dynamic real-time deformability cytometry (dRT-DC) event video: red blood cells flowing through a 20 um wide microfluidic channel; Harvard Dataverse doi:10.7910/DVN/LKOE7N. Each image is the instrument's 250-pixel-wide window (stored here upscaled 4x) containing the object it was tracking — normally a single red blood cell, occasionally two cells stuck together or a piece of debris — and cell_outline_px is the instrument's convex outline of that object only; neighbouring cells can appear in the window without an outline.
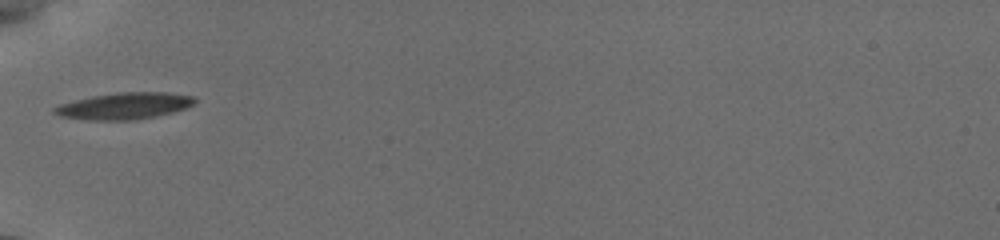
{"species": "common noctule bat (a hibernating species)", "species_latin": "Nyctalus noctula", "temperature_condition": "cold", "stored_images_in_passage": 59, "camera_frame_rate_fps": 3000, "um_per_image_px": 0.085, "animal": {"sex": "female", "body_mass_g": 19.5, "forearm_length_mm": 54.1}, "frame": {"image": 1, "passage_image": 1, "time_ms": 0.0, "image_size_px": [1000, 240], "cell_outline_px": [[196, 100], [188, 108], [156, 116], [136, 120], [88, 120], [60, 116], [52, 112], [52, 108], [60, 104], [92, 96], [116, 92], [164, 92], [192, 96]], "centroid_in_image_um": [10.55, 9.01], "position_along_channel_um": 74.4, "area_um2": 21.73}}
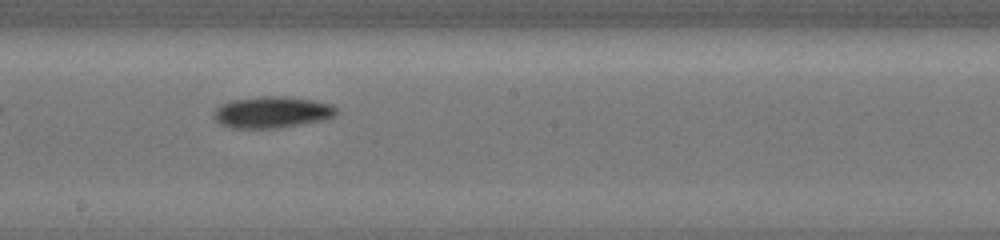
{"frame": {"image": 2, "passage_image": 17, "time_ms": 4.0, "image_size_px": [1000, 240], "cell_outline_px": [[340, 112], [324, 120], [276, 128], [232, 128], [220, 124], [212, 116], [212, 112], [216, 108], [232, 100], [264, 96], [284, 96], [312, 100], [332, 104]], "centroid_in_image_um": [23.12, 9.54], "position_along_channel_um": 225.1, "area_um2": 22.43}}
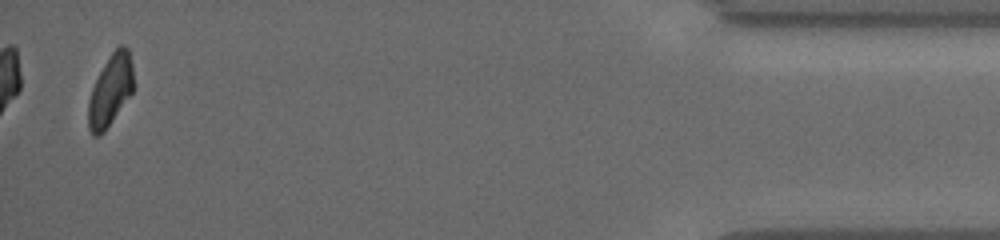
{"frame": {"image": 3, "passage_image": 59, "time_ms": 11.0, "image_size_px": [1000, 240], "cell_outline_px": [[132, 92], [104, 132], [100, 136], [92, 136], [88, 128], [88, 104], [92, 88], [104, 64], [112, 52], [120, 44], [128, 48], [132, 64]], "centroid_in_image_um": [9.36, 7.7], "position_along_channel_um": 425.8, "area_um2": 18.44}, "authors_computed_cell_mechanics": {"area_um2": 20.4034, "velocity_mm_per_s": 3.8218, "shape_relaxation_time_tau1_ms": 2.2712, "shape_relaxation_time_tau2_ms": null, "deformation_change_tau1": 0.1141, "deformation_change_tau2": null}}